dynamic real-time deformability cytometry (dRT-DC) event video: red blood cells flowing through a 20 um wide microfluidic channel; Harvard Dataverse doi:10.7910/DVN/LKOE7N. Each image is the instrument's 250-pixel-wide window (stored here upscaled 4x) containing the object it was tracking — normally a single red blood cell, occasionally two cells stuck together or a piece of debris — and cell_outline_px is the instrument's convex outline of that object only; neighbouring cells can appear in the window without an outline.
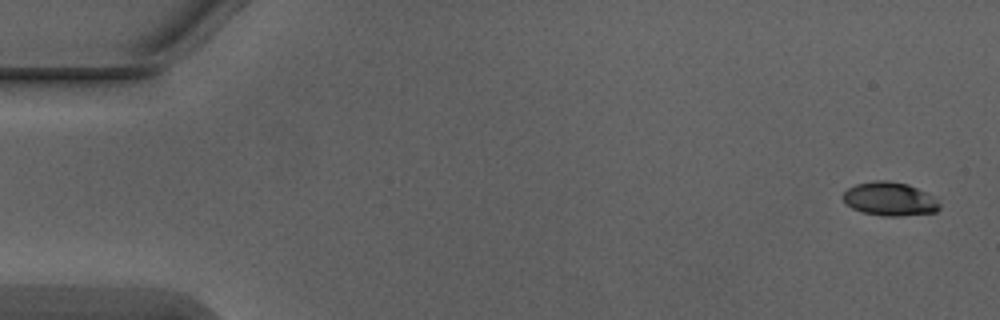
{"species": "Egyptian fruit bat (a non-hibernating species)", "species_latin": "Rousettus aegyptiacus", "temperature_condition": "warm", "stored_images_in_passage": 5, "camera_frame_rate_fps": 3000, "um_per_image_px": 0.085, "animal": {"sex": "male"}, "frame": {"image": 1, "passage_image": 1, "time_ms": 0.0, "image_size_px": [1000, 320], "cell_outline_px": [[940, 208], [936, 212], [900, 216], [884, 216], [860, 212], [844, 204], [844, 192], [848, 188], [856, 184], [876, 180], [888, 180], [908, 184], [932, 196], [940, 204]], "centroid_in_image_um": [75.6, 16.92], "position_along_channel_um": 9.4, "area_um2": 18.9}}
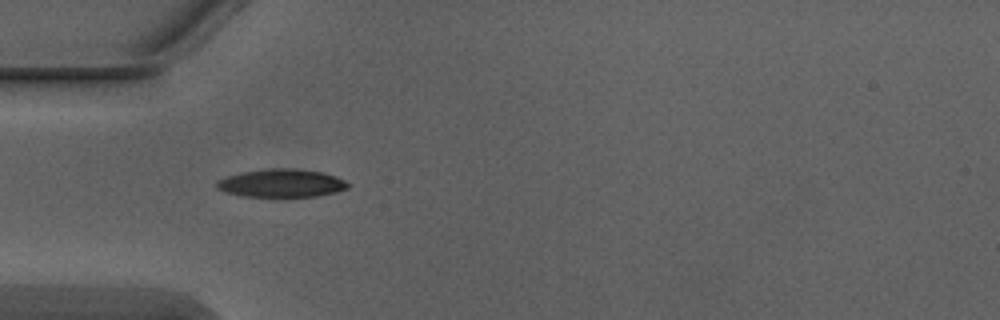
{"frame": {"image": 2, "passage_image": 4, "time_ms": 1.0, "image_size_px": [1000, 320], "cell_outline_px": [[348, 188], [336, 192], [316, 196], [240, 196], [224, 192], [216, 188], [216, 180], [240, 172], [272, 168], [292, 168], [320, 172], [336, 176], [344, 180], [348, 184]], "centroid_in_image_um": [23.88, 15.56], "position_along_channel_um": 61.1, "area_um2": 21.39}}
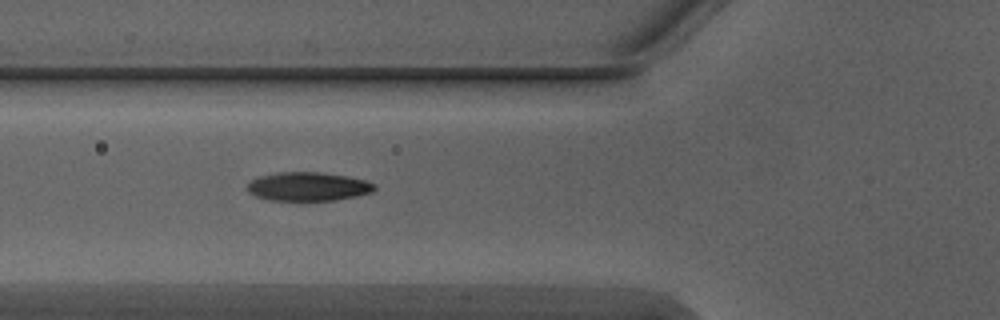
{"frame": {"image": 3, "passage_image": 5, "time_ms": 1.333, "image_size_px": [1000, 320], "cell_outline_px": [[376, 188], [372, 192], [356, 196], [336, 200], [272, 200], [256, 196], [248, 192], [248, 184], [252, 180], [260, 176], [276, 172], [324, 172], [348, 176], [364, 180], [376, 184]], "centroid_in_image_um": [26.22, 15.84], "position_along_channel_um": 99.6, "area_um2": 21.27}}